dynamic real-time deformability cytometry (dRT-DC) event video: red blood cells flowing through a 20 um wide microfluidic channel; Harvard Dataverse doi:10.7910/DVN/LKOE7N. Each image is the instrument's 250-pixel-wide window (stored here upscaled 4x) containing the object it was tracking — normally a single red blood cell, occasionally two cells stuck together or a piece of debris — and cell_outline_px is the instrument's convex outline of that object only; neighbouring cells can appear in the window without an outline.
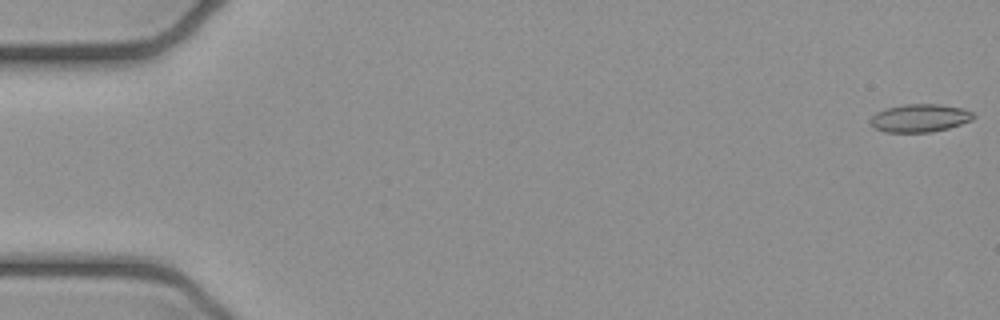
{"species": "common noctule bat (a hibernating species)", "species_latin": "Nyctalus noctula", "temperature_condition": "cold", "stored_images_in_passage": 5, "camera_frame_rate_fps": 3000, "um_per_image_px": 0.085, "animal": {"sex": "female", "body_mass_g": 21.9}, "frame": {"image": 1, "passage_image": 1, "time_ms": 0.0, "image_size_px": [1000, 320], "cell_outline_px": [[976, 116], [972, 120], [948, 128], [932, 132], [884, 132], [872, 128], [868, 120], [876, 112], [884, 108], [904, 104], [940, 104], [964, 108], [972, 112]], "centroid_in_image_um": [78.14, 10.03], "position_along_channel_um": 6.9, "area_um2": 17.11}}
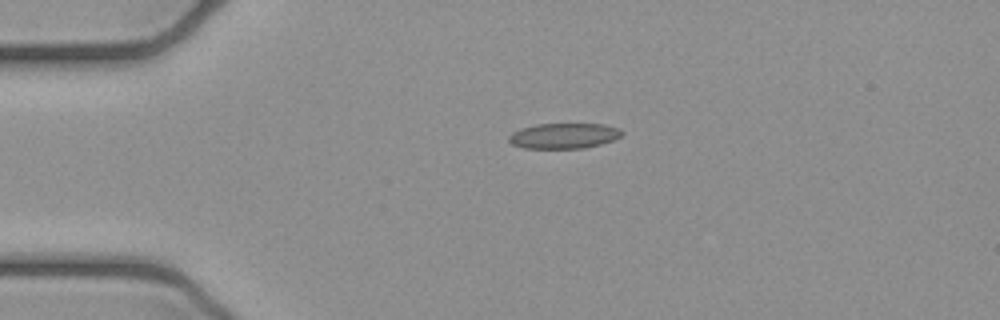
{"frame": {"image": 2, "passage_image": 4, "time_ms": 1.0, "image_size_px": [1000, 320], "cell_outline_px": [[624, 132], [620, 136], [612, 140], [600, 144], [584, 148], [524, 148], [512, 144], [508, 140], [508, 136], [512, 132], [520, 128], [536, 124], [604, 124], [620, 128]], "centroid_in_image_um": [47.91, 11.53], "position_along_channel_um": 37.1, "area_um2": 16.76}}